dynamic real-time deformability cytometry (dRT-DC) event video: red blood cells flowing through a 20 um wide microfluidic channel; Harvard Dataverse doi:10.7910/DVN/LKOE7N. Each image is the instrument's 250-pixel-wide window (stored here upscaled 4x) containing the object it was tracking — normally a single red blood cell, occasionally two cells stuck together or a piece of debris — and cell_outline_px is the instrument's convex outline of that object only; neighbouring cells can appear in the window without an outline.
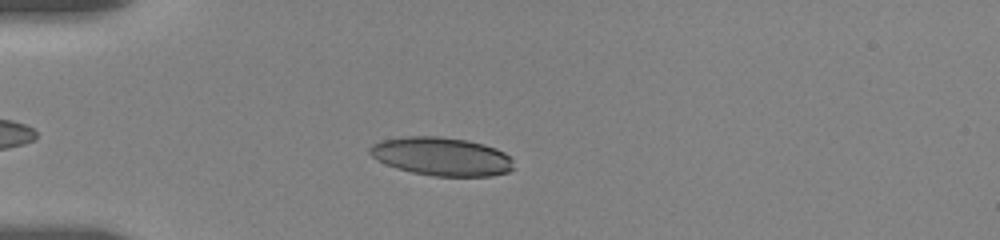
{"species": "human", "species_latin": "Homo sapiens", "temperature_condition": "room temperature", "stored_images_in_passage": 37, "camera_frame_rate_fps": 3000, "um_per_image_px": 0.085, "donor": {"sex": "female"}, "frame": {"image": 1, "passage_image": 1, "time_ms": 0.0, "image_size_px": [1000, 240], "cell_outline_px": [[516, 168], [508, 172], [492, 176], [432, 176], [412, 172], [396, 168], [376, 160], [368, 152], [368, 148], [372, 144], [384, 140], [408, 136], [440, 136], [468, 140], [484, 144], [496, 148], [504, 152], [512, 160]], "centroid_in_image_um": [37.55, 13.3], "position_along_channel_um": 47.4, "area_um2": 32.43}}
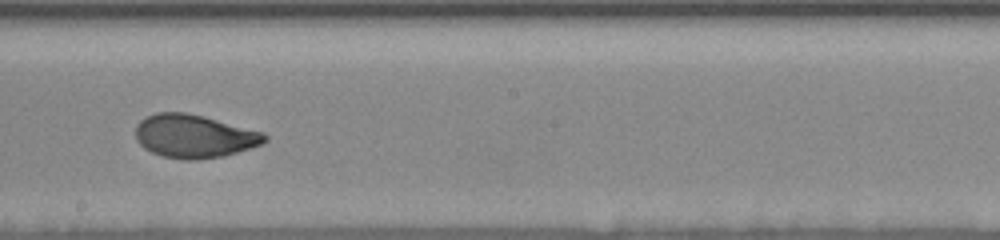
{"frame": {"image": 2, "passage_image": 18, "time_ms": 5.667, "image_size_px": [1000, 240], "cell_outline_px": [[268, 140], [260, 144], [224, 156], [196, 160], [184, 160], [164, 156], [152, 152], [144, 148], [136, 140], [136, 124], [140, 120], [156, 112], [184, 112], [204, 116], [264, 132], [268, 136]], "centroid_in_image_um": [16.5, 11.57], "position_along_channel_um": 231.7, "area_um2": 32.54}}
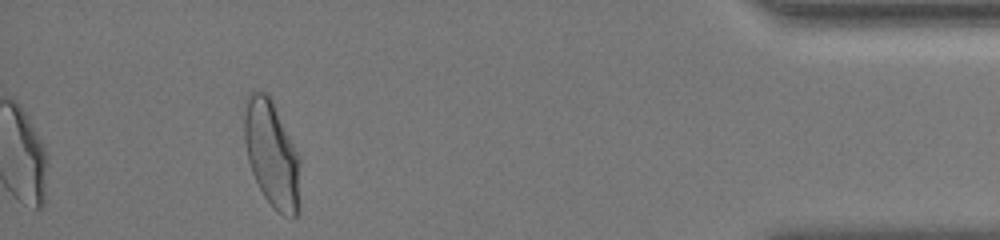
{"frame": {"image": 3, "passage_image": 37, "time_ms": 12.0, "image_size_px": [1000, 240], "cell_outline_px": [[300, 212], [292, 220], [276, 212], [272, 208], [264, 196], [252, 172], [248, 160], [244, 140], [244, 100], [248, 92], [252, 88], [256, 88], [264, 92], [272, 100], [300, 156]], "centroid_in_image_um": [23.11, 13.11], "position_along_channel_um": 412.1, "area_um2": 35.72}, "authors_computed_cell_mechanics": {"area_um2": 32.5414, "velocity_mm_per_s": 3.6307, "shape_relaxation_time_tau1_ms": 4.2531, "shape_relaxation_time_tau2_ms": 1.0117, "deformation_change_tau1": 0.1656, "deformation_change_tau2": 0.0589}}